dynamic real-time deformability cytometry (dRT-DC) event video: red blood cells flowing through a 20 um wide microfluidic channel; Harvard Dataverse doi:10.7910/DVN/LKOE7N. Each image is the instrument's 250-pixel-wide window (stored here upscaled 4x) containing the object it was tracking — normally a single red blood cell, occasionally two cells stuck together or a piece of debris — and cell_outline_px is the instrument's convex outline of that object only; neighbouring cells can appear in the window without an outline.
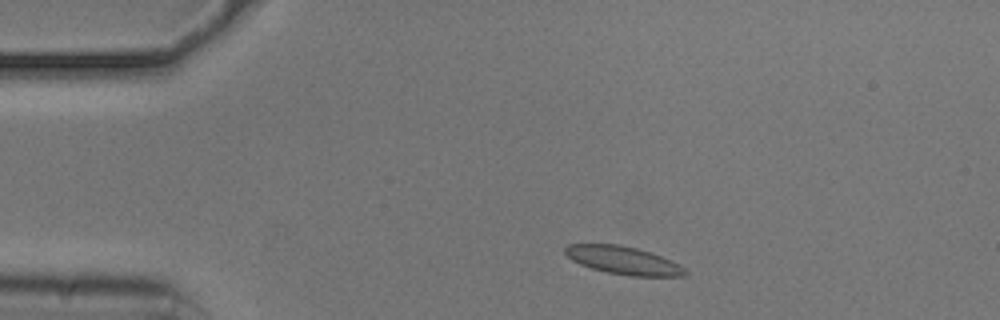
{"species": "common noctule bat (a hibernating species)", "species_latin": "Nyctalus noctula", "temperature_condition": "cold", "stored_images_in_passage": 45, "camera_frame_rate_fps": 3000, "um_per_image_px": 0.085, "animal": {"sex": "male", "body_mass_g": 20.5, "forearm_length_mm": 52.5}, "frame": {"image": 1, "passage_image": 1, "time_ms": 0.0, "image_size_px": [1000, 320], "cell_outline_px": [[688, 272], [684, 276], [628, 276], [608, 272], [592, 268], [580, 264], [572, 260], [564, 252], [564, 248], [568, 244], [620, 244], [652, 252], [684, 268]], "centroid_in_image_um": [52.95, 22.12], "position_along_channel_um": 32.1, "area_um2": 19.36}}
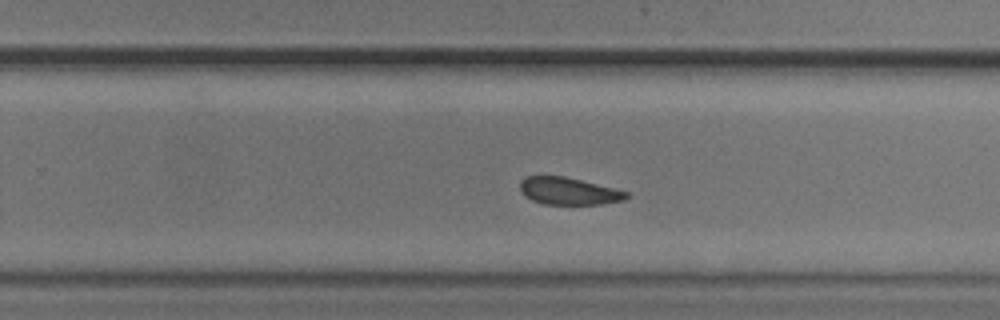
{"frame": {"image": 2, "passage_image": 25, "time_ms": 8.0, "image_size_px": [1000, 320], "cell_outline_px": [[628, 196], [624, 200], [600, 204], [544, 204], [532, 200], [524, 196], [520, 192], [520, 180], [524, 176], [564, 176], [616, 188], [628, 192]], "centroid_in_image_um": [48.3, 16.23], "position_along_channel_um": 281.5, "area_um2": 16.99}}
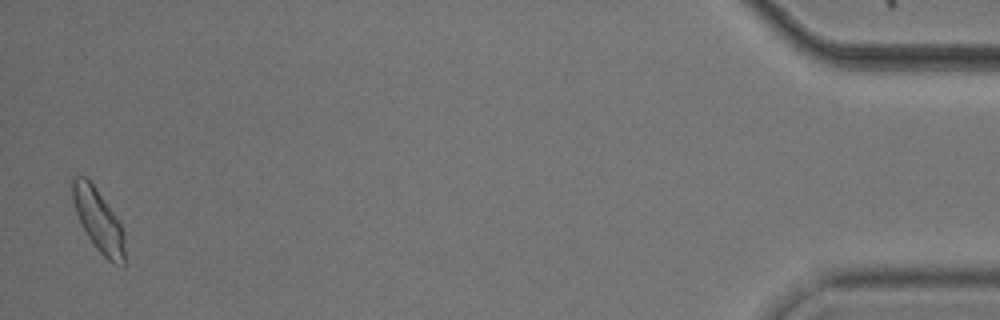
{"frame": {"image": 3, "passage_image": 44, "time_ms": 14.333, "image_size_px": [1000, 320], "cell_outline_px": [[124, 268], [108, 260], [96, 248], [80, 224], [72, 200], [72, 176], [84, 176], [96, 188], [120, 224], [124, 232]], "centroid_in_image_um": [8.35, 18.74], "position_along_channel_um": 426.9, "area_um2": 18.73}, "authors_computed_cell_mechanics": {"area_um2": 18.496, "velocity_mm_per_s": 3.7001, "shape_relaxation_time_tau1_ms": 2.6346, "shape_relaxation_time_tau2_ms": 2.197, "deformation_change_tau1": 0.0802, "deformation_change_tau2": 0.0703}}